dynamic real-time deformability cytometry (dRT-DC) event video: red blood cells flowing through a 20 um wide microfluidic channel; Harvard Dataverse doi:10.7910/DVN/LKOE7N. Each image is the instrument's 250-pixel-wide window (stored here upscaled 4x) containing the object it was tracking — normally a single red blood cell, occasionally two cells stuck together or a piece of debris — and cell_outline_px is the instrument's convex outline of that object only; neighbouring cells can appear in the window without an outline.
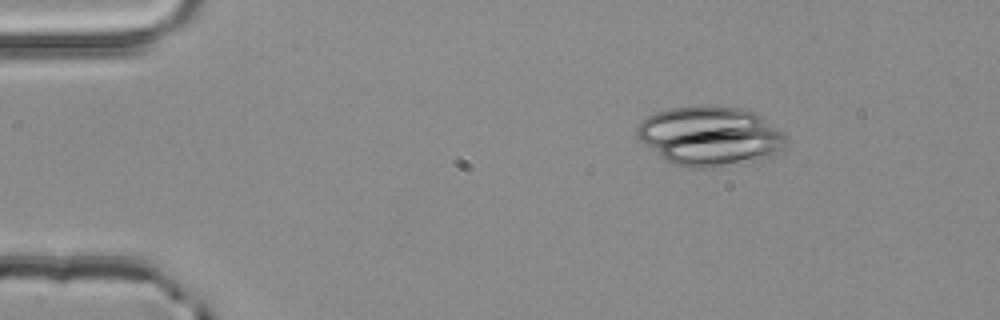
{"species": "common noctule bat (a hibernating species)", "species_latin": "Nyctalus noctula", "temperature_condition": "room temperature", "stored_images_in_passage": 3, "camera_frame_rate_fps": 3000, "um_per_image_px": 0.085, "animal": {"sex": "male", "body_mass_g": 20.4}, "frame": {"image": 1, "passage_image": 2, "time_ms": 0.333, "image_size_px": [1000, 320], "cell_outline_px": [[788, 144], [768, 156], [712, 168], [688, 168], [672, 164], [664, 160], [640, 140], [636, 132], [636, 128], [640, 120], [656, 112], [672, 108], [740, 108], [752, 112], [780, 132], [788, 140]], "centroid_in_image_um": [60.25, 11.6], "position_along_channel_um": 24.7, "area_um2": 50.0}}